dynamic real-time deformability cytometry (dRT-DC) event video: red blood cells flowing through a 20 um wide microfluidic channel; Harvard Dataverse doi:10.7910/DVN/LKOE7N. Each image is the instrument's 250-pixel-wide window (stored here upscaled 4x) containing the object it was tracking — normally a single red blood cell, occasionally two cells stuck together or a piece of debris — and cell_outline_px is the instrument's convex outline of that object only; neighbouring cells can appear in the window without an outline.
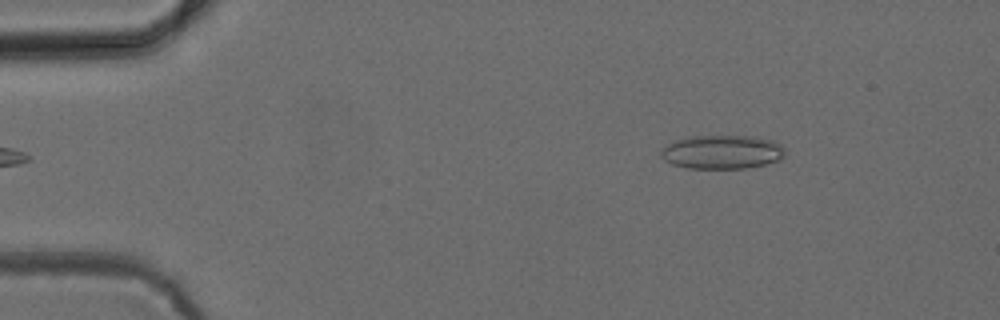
{"species": "common noctule bat (a hibernating species)", "species_latin": "Nyctalus noctula", "temperature_condition": "cold", "stored_images_in_passage": 3, "camera_frame_rate_fps": 3000, "um_per_image_px": 0.085, "animal": {"sex": "female", "body_mass_g": 24.6, "forearm_length_mm": 56.2}, "frame": {"image": 1, "passage_image": 3, "time_ms": 3.667, "image_size_px": [1000, 320], "cell_outline_px": [[784, 156], [780, 160], [764, 164], [744, 168], [688, 168], [672, 164], [664, 160], [660, 156], [660, 152], [668, 144], [684, 136], [756, 136], [772, 140], [780, 144], [784, 148]], "centroid_in_image_um": [61.37, 12.91], "position_along_channel_um": 23.6, "area_um2": 24.51}}